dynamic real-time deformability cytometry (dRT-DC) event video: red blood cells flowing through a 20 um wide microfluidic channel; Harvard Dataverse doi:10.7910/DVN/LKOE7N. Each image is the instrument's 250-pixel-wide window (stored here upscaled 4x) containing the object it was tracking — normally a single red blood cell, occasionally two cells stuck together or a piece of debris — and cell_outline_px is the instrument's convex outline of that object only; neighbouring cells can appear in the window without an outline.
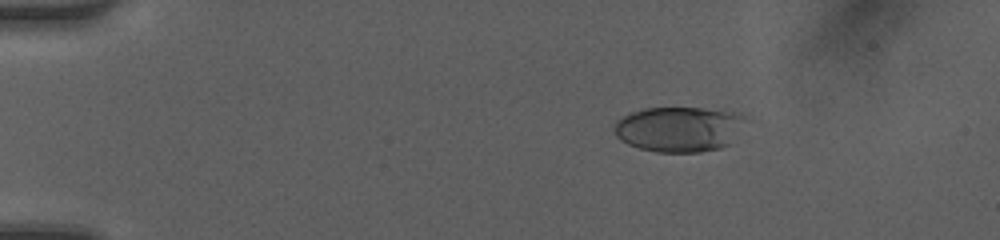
{"species": "human", "species_latin": "Homo sapiens", "temperature_condition": "room temperature", "stored_images_in_passage": 10, "camera_frame_rate_fps": 3000, "um_per_image_px": 0.085, "donor": {"sex": "female"}, "frame": {"image": 1, "passage_image": 4, "time_ms": 1.0, "image_size_px": [1000, 240], "cell_outline_px": [[744, 116], [728, 144], [720, 148], [700, 152], [656, 152], [640, 148], [628, 144], [620, 140], [616, 136], [612, 128], [616, 120], [632, 112], [644, 108], [704, 108], [740, 112]], "centroid_in_image_um": [57.62, 10.97], "position_along_channel_um": 27.4, "area_um2": 34.22}}
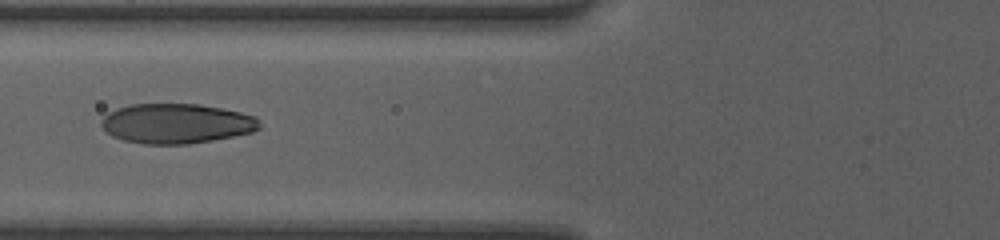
{"frame": {"image": 2, "passage_image": 9, "time_ms": 2.667, "image_size_px": [1000, 240], "cell_outline_px": [[260, 128], [252, 132], [212, 140], [188, 144], [144, 144], [124, 140], [112, 136], [100, 124], [100, 120], [108, 112], [116, 108], [132, 104], [200, 104], [240, 112], [256, 116], [260, 120]], "centroid_in_image_um": [14.99, 10.49], "position_along_channel_um": 110.8, "area_um2": 36.76}}